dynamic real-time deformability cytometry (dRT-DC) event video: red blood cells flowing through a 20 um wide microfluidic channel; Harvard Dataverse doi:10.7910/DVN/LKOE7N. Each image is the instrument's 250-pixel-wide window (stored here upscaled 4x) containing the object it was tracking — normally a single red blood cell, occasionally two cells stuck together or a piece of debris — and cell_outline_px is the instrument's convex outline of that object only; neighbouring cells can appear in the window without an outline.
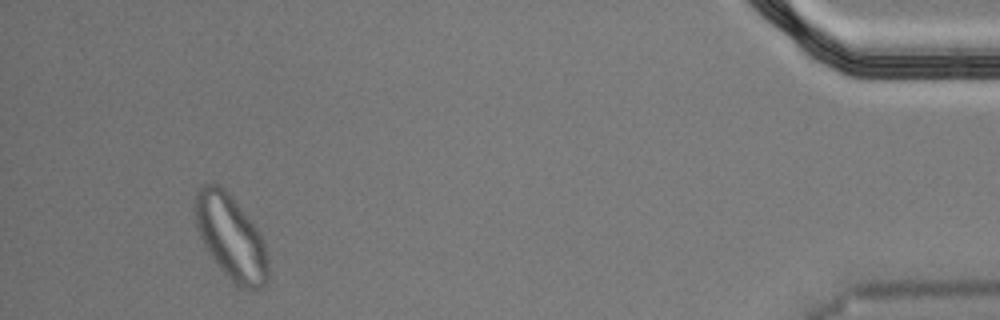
{"species": "Egyptian fruit bat (a non-hibernating species)", "species_latin": "Rousettus aegyptiacus", "temperature_condition": "cold", "stored_images_in_passage": 56, "segment_of_instrument_passage": [2, 2], "camera_frame_rate_fps": 3000, "um_per_image_px": 0.085, "animal": {"sex": "male"}, "frame": {"image": 1, "passage_image": 53, "time_ms": 17.333, "image_size_px": [1000, 320], "cell_outline_px": [[268, 276], [264, 284], [260, 288], [252, 292], [236, 284], [216, 264], [204, 244], [196, 228], [196, 192], [200, 184], [220, 184], [232, 196], [256, 228], [264, 244], [268, 260]], "centroid_in_image_um": [19.62, 20.17], "position_along_channel_um": 415.6, "area_um2": 35.49}}